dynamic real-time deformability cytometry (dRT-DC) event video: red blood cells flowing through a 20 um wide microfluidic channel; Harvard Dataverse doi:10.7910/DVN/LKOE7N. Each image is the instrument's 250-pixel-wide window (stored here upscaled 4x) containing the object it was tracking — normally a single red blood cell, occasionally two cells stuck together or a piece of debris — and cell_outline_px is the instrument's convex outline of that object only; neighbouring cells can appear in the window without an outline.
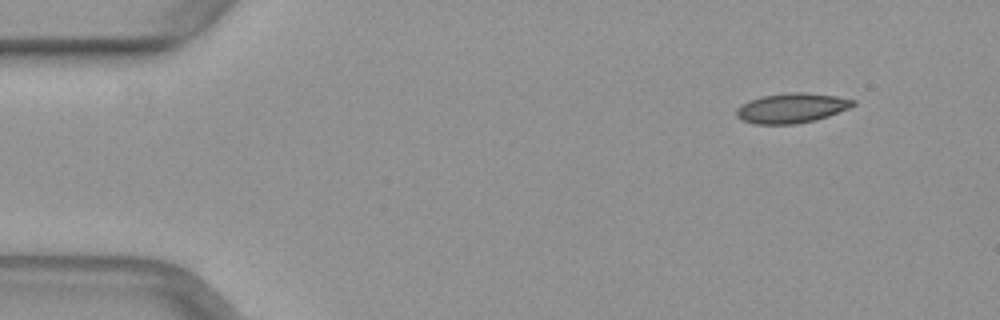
{"species": "common noctule bat (a hibernating species)", "species_latin": "Nyctalus noctula", "temperature_condition": "warm", "stored_images_in_passage": 46, "camera_frame_rate_fps": 3000, "um_per_image_px": 0.085, "animal": {"sex": "female", "body_mass_g": 29.2, "forearm_length_mm": 56.3}, "frame": {"image": 1, "passage_image": 1, "time_ms": 0.0, "image_size_px": [1000, 320], "cell_outline_px": [[856, 104], [848, 108], [828, 116], [816, 120], [796, 124], [756, 124], [740, 120], [736, 116], [736, 108], [740, 104], [748, 100], [760, 96], [788, 92], [804, 92], [836, 96], [856, 100]], "centroid_in_image_um": [67.24, 9.18], "position_along_channel_um": 17.8, "area_um2": 20.52}}
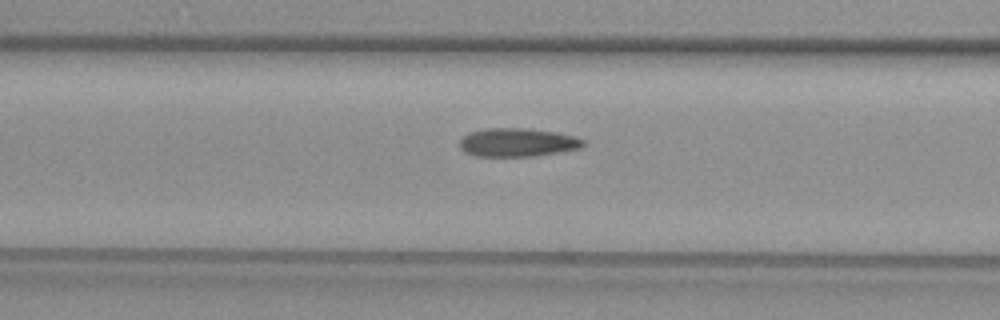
{"frame": {"image": 2, "passage_image": 16, "time_ms": 5.0, "image_size_px": [1000, 320], "cell_outline_px": [[584, 144], [580, 148], [532, 156], [476, 156], [464, 152], [460, 148], [460, 140], [464, 136], [472, 132], [484, 128], [528, 128], [556, 132], [572, 136], [584, 140]], "centroid_in_image_um": [43.95, 12.1], "position_along_channel_um": 122.6, "area_um2": 20.29}}
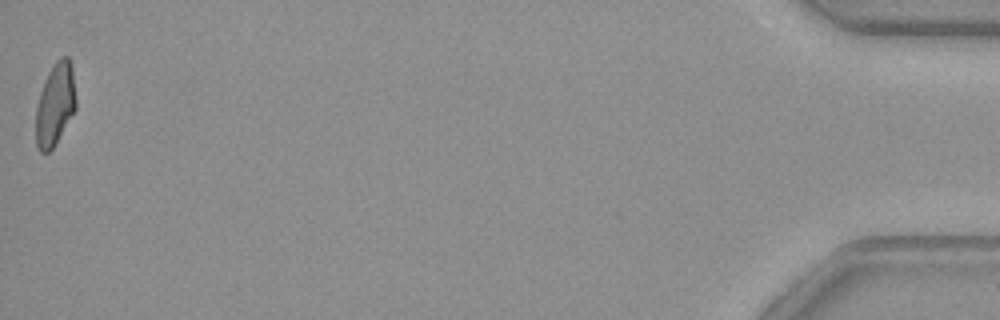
{"frame": {"image": 3, "passage_image": 46, "time_ms": 15.0, "image_size_px": [1000, 320], "cell_outline_px": [[76, 108], [52, 148], [48, 152], [40, 152], [36, 144], [36, 108], [40, 92], [44, 80], [48, 72], [56, 60], [60, 56], [68, 56], [72, 68], [76, 100]], "centroid_in_image_um": [4.68, 8.83], "position_along_channel_um": 430.5, "area_um2": 19.07}}